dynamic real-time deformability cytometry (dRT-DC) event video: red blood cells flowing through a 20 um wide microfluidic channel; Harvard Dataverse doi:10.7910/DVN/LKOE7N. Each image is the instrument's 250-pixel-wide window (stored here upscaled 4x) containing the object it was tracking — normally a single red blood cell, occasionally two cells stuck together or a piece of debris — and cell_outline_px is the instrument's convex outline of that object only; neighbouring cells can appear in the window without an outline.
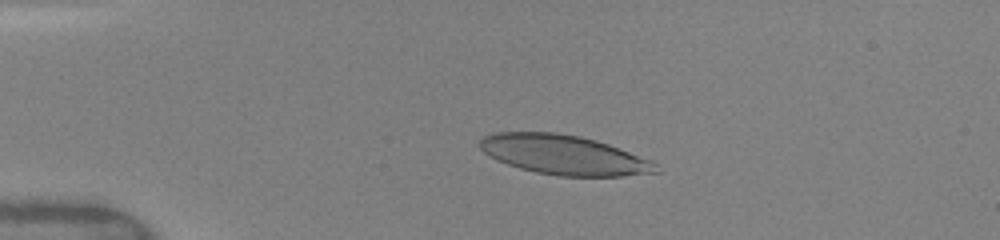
{"species": "human", "species_latin": "Homo sapiens", "temperature_condition": "warm", "stored_images_in_passage": 44, "segment_of_instrument_passage": [1, 2], "camera_frame_rate_fps": 3000, "um_per_image_px": 0.085, "donor": {"sex": "female"}, "frame": {"image": 1, "passage_image": 12, "time_ms": 3.333, "image_size_px": [1000, 240], "cell_outline_px": [[660, 172], [620, 176], [560, 176], [536, 172], [520, 168], [496, 160], [488, 156], [480, 148], [480, 140], [484, 136], [496, 132], [556, 132], [580, 136], [596, 140], [608, 144], [652, 160], [656, 164]], "centroid_in_image_um": [47.93, 13.16], "position_along_channel_um": 37.1, "area_um2": 40.58}}
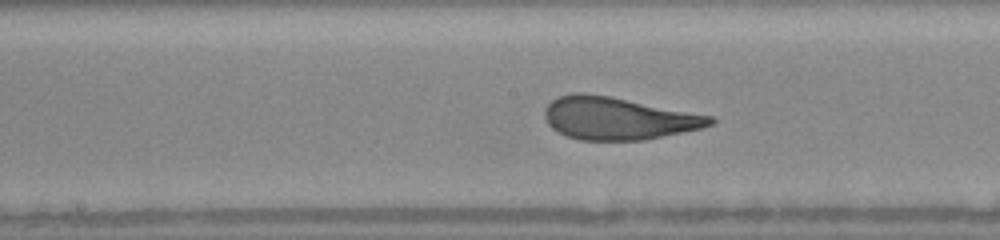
{"frame": {"image": 2, "passage_image": 26, "time_ms": 8.333, "image_size_px": [1000, 240], "cell_outline_px": [[716, 120], [712, 124], [700, 128], [644, 140], [580, 140], [568, 136], [552, 128], [548, 124], [544, 116], [544, 108], [552, 100], [560, 96], [576, 92], [584, 92], [608, 96], [712, 116]], "centroid_in_image_um": [52.49, 10.06], "position_along_channel_um": 195.7, "area_um2": 40.52}}
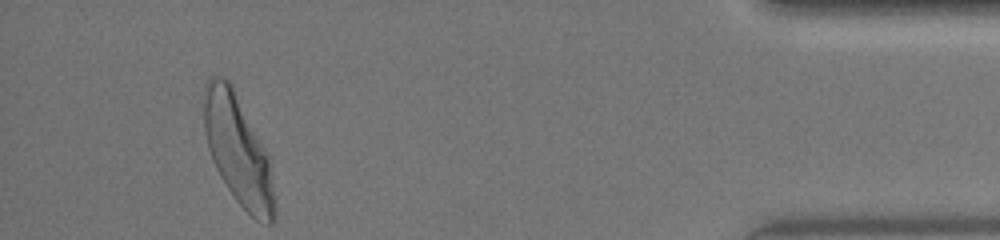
{"frame": {"image": 3, "passage_image": 41, "time_ms": 15.0, "image_size_px": [1000, 240], "cell_outline_px": [[276, 208], [272, 224], [268, 224], [256, 220], [236, 200], [220, 176], [212, 160], [208, 148], [204, 132], [204, 84], [208, 76], [224, 76], [232, 84], [268, 156], [276, 196]], "centroid_in_image_um": [20.22, 12.75], "position_along_channel_um": 415.0, "area_um2": 45.14}}